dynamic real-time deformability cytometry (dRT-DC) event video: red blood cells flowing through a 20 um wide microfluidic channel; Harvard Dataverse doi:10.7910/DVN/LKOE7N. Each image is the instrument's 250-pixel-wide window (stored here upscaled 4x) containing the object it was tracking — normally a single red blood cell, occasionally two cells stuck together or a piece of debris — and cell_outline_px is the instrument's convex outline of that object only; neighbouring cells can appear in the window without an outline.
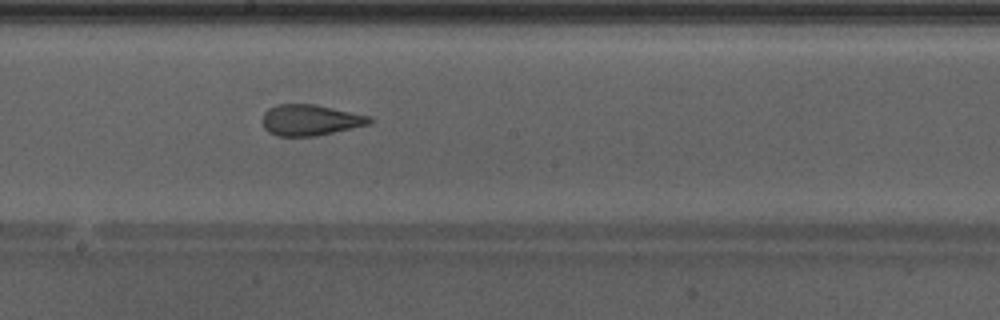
{"species": "Egyptian fruit bat (a non-hibernating species)", "species_latin": "Rousettus aegyptiacus", "temperature_condition": "warm", "stored_images_in_passage": 36, "camera_frame_rate_fps": 3000, "um_per_image_px": 0.085, "animal": {"sex": "male"}, "frame": {"image": 1, "passage_image": 21, "time_ms": 6.667, "image_size_px": [1000, 320], "cell_outline_px": [[372, 120], [368, 124], [316, 136], [276, 136], [268, 132], [264, 128], [264, 112], [268, 108], [276, 104], [316, 104], [368, 116]], "centroid_in_image_um": [26.32, 10.2], "position_along_channel_um": 221.9, "area_um2": 19.07}}